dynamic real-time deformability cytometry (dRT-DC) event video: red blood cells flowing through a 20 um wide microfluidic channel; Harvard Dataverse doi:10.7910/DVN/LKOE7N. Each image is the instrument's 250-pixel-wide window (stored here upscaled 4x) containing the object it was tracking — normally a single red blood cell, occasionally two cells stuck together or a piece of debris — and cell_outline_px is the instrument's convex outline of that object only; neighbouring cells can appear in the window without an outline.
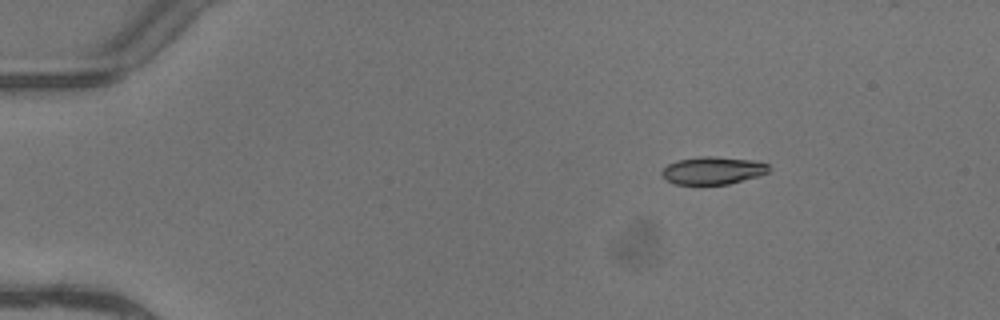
{"species": "common noctule bat (a hibernating species)", "species_latin": "Nyctalus noctula", "temperature_condition": "warm", "stored_images_in_passage": 3, "camera_frame_rate_fps": 3000, "um_per_image_px": 0.085, "animal": {"sex": "female"}, "frame": {"image": 1, "passage_image": 3, "time_ms": 0.667, "image_size_px": [1000, 320], "cell_outline_px": [[772, 168], [768, 172], [760, 176], [728, 184], [676, 184], [660, 176], [660, 172], [668, 164], [680, 160], [700, 156], [716, 156], [756, 160], [768, 164]], "centroid_in_image_um": [60.64, 14.48], "position_along_channel_um": 24.4, "area_um2": 17.4}}